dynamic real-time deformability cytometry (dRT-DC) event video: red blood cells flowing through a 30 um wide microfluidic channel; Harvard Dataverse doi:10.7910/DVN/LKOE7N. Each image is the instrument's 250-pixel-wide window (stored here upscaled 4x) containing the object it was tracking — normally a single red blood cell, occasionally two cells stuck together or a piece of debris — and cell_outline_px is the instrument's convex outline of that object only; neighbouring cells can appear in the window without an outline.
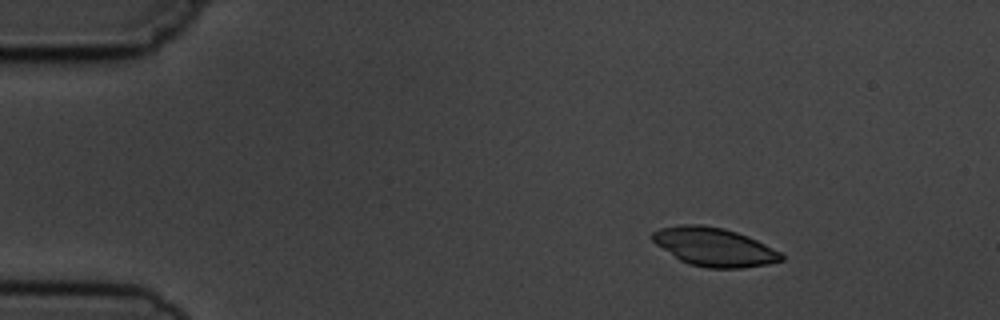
{"species": "common noctule bat (a hibernating species)", "species_latin": "Nyctalus noctula", "temperature_condition": "cold", "stored_images_in_passage": 5, "camera_frame_rate_fps": 3000, "um_per_image_px": 0.085, "animal": {"sex": "male", "body_mass_g": 19.5, "forearm_length_mm": 54.6}, "frame": {"image": 1, "passage_image": 2, "time_ms": 2.0, "image_size_px": [1000, 320], "cell_outline_px": [[784, 260], [768, 264], [744, 268], [708, 268], [688, 264], [680, 260], [656, 244], [648, 236], [652, 232], [660, 228], [680, 224], [700, 224], [724, 228], [748, 236], [780, 252], [784, 256]], "centroid_in_image_um": [60.68, 20.98], "position_along_channel_um": 24.3, "area_um2": 29.02}}